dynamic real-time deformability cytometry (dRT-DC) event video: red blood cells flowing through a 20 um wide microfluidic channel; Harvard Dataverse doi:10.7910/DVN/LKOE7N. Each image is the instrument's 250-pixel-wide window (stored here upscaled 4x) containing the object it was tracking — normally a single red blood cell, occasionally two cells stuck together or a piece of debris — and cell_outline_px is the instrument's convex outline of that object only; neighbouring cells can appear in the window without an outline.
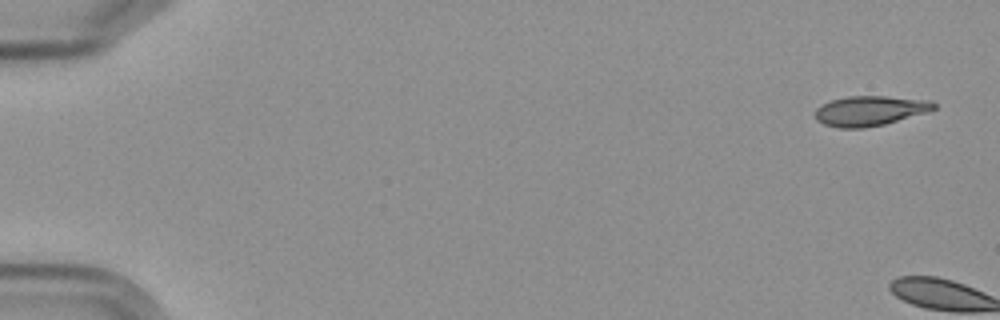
{"species": "Egyptian fruit bat (a non-hibernating species)", "species_latin": "Rousettus aegyptiacus", "temperature_condition": "cold", "stored_images_in_passage": 2, "camera_frame_rate_fps": 3000, "um_per_image_px": 0.085, "frame": {"image": 1, "passage_image": 1, "time_ms": 0.0, "image_size_px": [1000, 320], "cell_outline_px": [[936, 108], [924, 112], [884, 124], [864, 128], [840, 128], [824, 124], [816, 120], [816, 108], [820, 104], [832, 100], [848, 96], [884, 96], [932, 100], [936, 104]], "centroid_in_image_um": [73.91, 9.41], "position_along_channel_um": 11.1, "area_um2": 20.52}}